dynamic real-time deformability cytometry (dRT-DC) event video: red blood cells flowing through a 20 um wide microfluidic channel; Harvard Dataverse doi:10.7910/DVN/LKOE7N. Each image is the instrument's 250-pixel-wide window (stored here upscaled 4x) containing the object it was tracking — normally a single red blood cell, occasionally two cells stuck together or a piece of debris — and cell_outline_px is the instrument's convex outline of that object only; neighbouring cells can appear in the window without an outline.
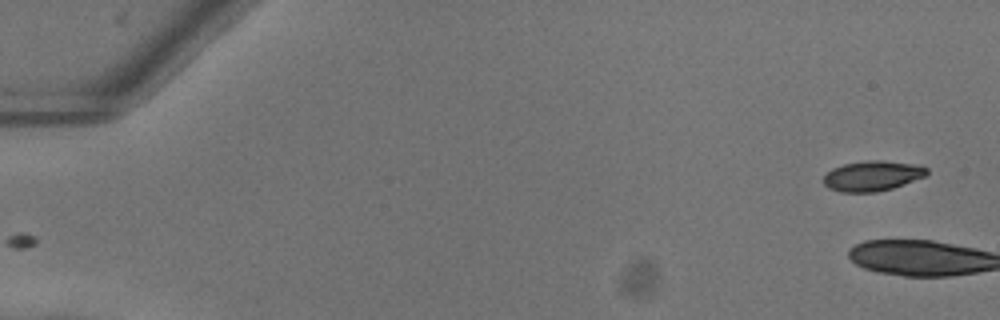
{"species": "common noctule bat (a hibernating species)", "species_latin": "Nyctalus noctula", "temperature_condition": "warm", "stored_images_in_passage": 3, "camera_frame_rate_fps": 3000, "um_per_image_px": 0.085, "animal": {"sex": "female"}, "frame": {"image": 1, "passage_image": 1, "time_ms": 0.0, "image_size_px": [1000, 320], "cell_outline_px": [[928, 172], [924, 176], [904, 184], [892, 188], [876, 192], [840, 192], [828, 188], [824, 184], [824, 176], [832, 168], [844, 164], [868, 160], [880, 160], [912, 164], [928, 168]], "centroid_in_image_um": [74.12, 14.95], "position_along_channel_um": 10.9, "area_um2": 17.98}}